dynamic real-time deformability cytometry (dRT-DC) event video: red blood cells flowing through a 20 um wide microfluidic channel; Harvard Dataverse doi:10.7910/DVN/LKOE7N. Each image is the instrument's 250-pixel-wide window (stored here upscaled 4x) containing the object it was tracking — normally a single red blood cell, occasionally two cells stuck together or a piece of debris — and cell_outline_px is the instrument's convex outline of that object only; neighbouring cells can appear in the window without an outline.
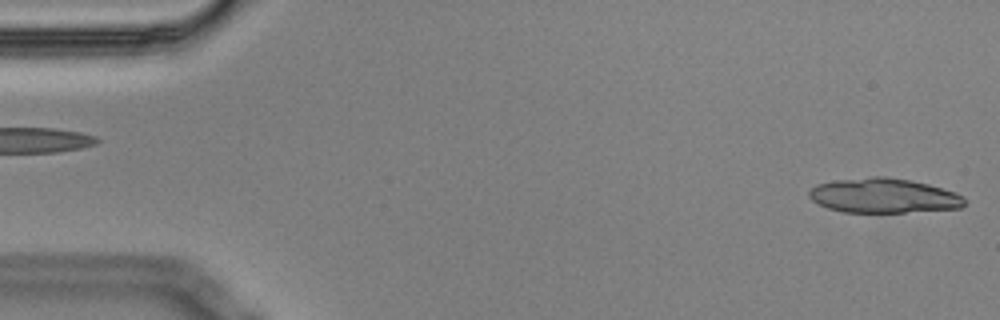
{"species": "Egyptian fruit bat (a non-hibernating species)", "species_latin": "Rousettus aegyptiacus", "temperature_condition": "cold", "stored_images_in_passage": 3, "camera_frame_rate_fps": 3000, "um_per_image_px": 0.085, "animal": {"sex": "male"}, "frame": {"image": 1, "passage_image": 1, "time_ms": 0.0, "image_size_px": [1000, 320], "cell_outline_px": [[964, 204], [960, 208], [904, 212], [844, 212], [828, 208], [812, 200], [808, 196], [808, 192], [816, 184], [836, 180], [872, 176], [888, 176], [912, 180], [928, 184], [956, 192], [964, 196]], "centroid_in_image_um": [75.11, 16.62], "position_along_channel_um": 9.9, "area_um2": 31.44}}